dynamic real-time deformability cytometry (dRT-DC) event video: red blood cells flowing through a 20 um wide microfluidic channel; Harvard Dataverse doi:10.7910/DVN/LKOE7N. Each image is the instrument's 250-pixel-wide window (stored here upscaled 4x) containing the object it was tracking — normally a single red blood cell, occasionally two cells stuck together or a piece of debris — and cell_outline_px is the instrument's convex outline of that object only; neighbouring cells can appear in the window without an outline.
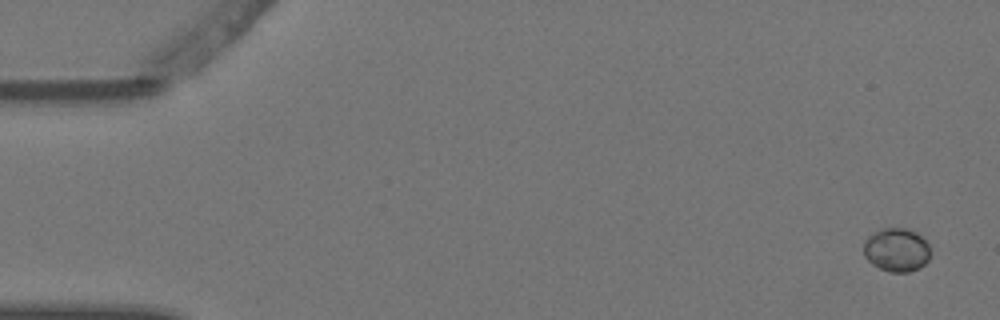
{"species": "Egyptian fruit bat (a non-hibernating species)", "species_latin": "Rousettus aegyptiacus", "temperature_condition": "warm", "stored_images_in_passage": 3, "camera_frame_rate_fps": 3000, "um_per_image_px": 0.085, "animal": {"sex": "female"}, "frame": {"image": 1, "passage_image": 1, "time_ms": 0.0, "image_size_px": [1000, 320], "cell_outline_px": [[928, 260], [920, 268], [908, 272], [888, 272], [872, 264], [864, 256], [864, 240], [872, 232], [880, 228], [908, 228], [916, 232], [928, 244]], "centroid_in_image_um": [76.17, 21.23], "position_along_channel_um": 8.8, "area_um2": 16.99}}
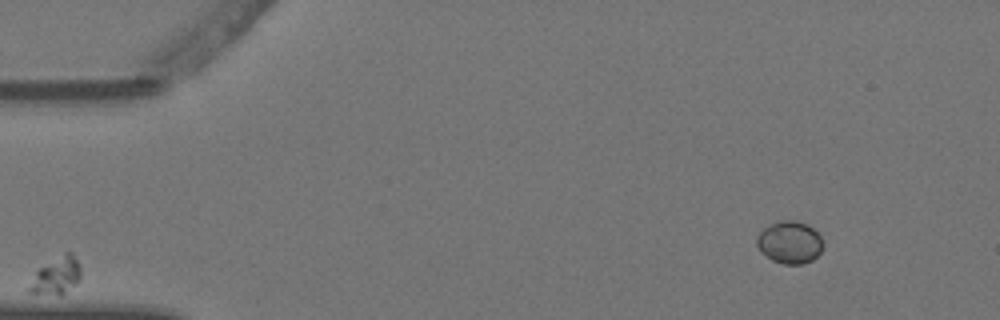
{"frame": {"image": 2, "passage_image": 2, "time_ms": 0.333, "image_size_px": [1000, 320], "cell_outline_px": [[80, 280], [64, 296], [60, 296], [28, 292], [28, 288], [36, 272], [40, 268], [64, 252], [72, 252], [80, 264]], "centroid_in_image_um": [4.84, 23.47], "position_along_channel_um": 80.2, "area_um2": 11.27}}
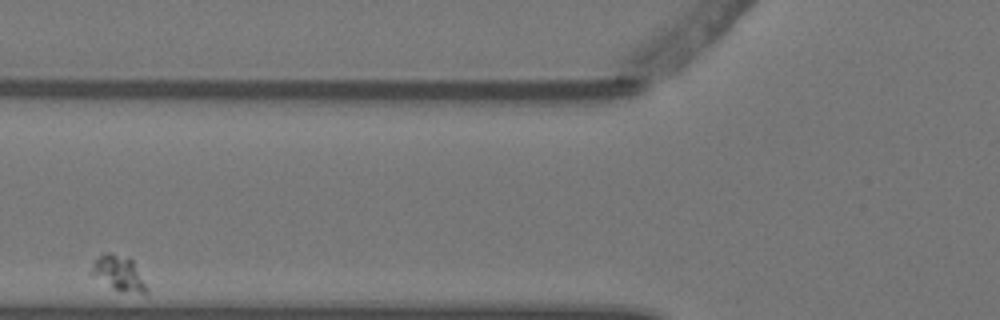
{"frame": {"image": 3, "passage_image": 3, "time_ms": 0.667, "image_size_px": [1000, 320], "cell_outline_px": [[148, 292], [120, 292], [88, 272], [92, 264], [104, 252], [112, 252], [128, 256], [132, 260]], "centroid_in_image_um": [10.03, 23.18], "position_along_channel_um": 115.8, "area_um2": 10.87}}